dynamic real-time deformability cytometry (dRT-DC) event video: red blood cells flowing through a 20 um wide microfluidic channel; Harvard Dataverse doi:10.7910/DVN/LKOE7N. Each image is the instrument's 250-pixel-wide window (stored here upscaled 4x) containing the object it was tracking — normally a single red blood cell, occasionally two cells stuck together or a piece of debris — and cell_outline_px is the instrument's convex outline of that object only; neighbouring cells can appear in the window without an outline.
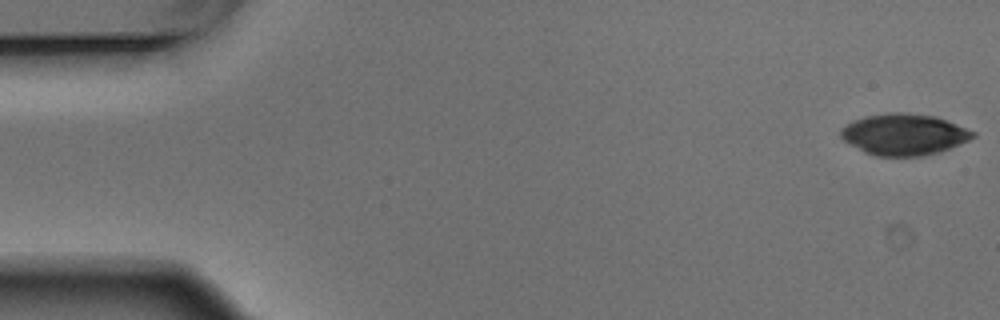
{"species": "Egyptian fruit bat (a non-hibernating species)", "species_latin": "Rousettus aegyptiacus", "temperature_condition": "warm", "stored_images_in_passage": 5, "camera_frame_rate_fps": 3000, "um_per_image_px": 0.085, "animal": {"sex": "male"}, "frame": {"image": 1, "passage_image": 1, "time_ms": 0.0, "image_size_px": [1000, 320], "cell_outline_px": [[976, 136], [968, 140], [948, 148], [924, 156], [876, 156], [864, 152], [844, 140], [840, 136], [840, 128], [852, 120], [864, 116], [892, 112], [900, 112], [936, 116], [976, 132]], "centroid_in_image_um": [76.8, 11.42], "position_along_channel_um": 8.2, "area_um2": 31.67}}
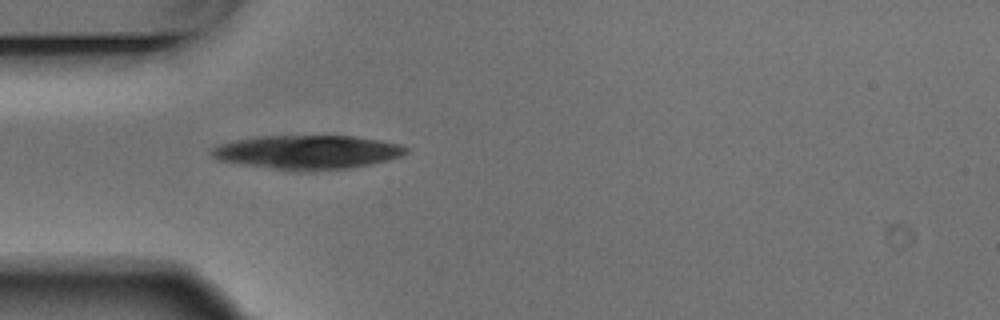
{"frame": {"image": 2, "passage_image": 5, "time_ms": 1.333, "image_size_px": [1000, 320], "cell_outline_px": [[408, 152], [404, 156], [372, 164], [348, 168], [300, 172], [292, 172], [220, 160], [212, 156], [212, 148], [236, 140], [264, 136], [352, 136], [380, 140], [400, 144], [408, 148]], "centroid_in_image_um": [26.22, 12.95], "position_along_channel_um": 58.8, "area_um2": 38.38}}